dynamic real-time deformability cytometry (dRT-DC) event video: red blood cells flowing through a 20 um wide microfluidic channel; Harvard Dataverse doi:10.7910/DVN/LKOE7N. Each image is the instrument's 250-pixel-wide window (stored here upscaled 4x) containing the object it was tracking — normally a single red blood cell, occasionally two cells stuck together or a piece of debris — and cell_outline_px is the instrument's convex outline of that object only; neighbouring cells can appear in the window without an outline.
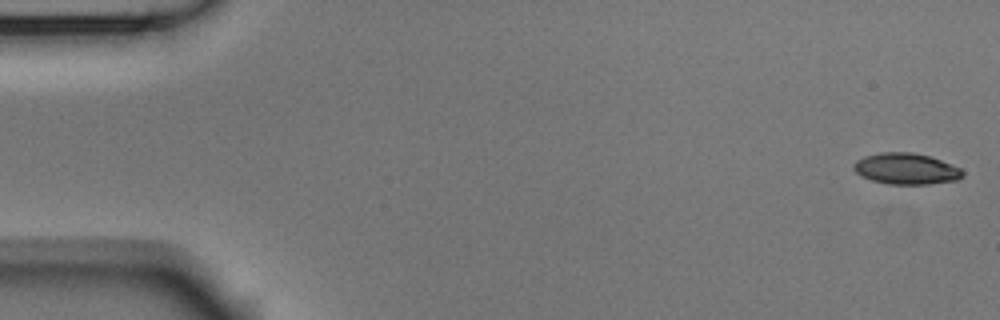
{"species": "Egyptian fruit bat (a non-hibernating species)", "species_latin": "Rousettus aegyptiacus", "temperature_condition": "room temperature", "stored_images_in_passage": 54, "camera_frame_rate_fps": 3000, "um_per_image_px": 0.085, "animal": {"sex": "male"}, "frame": {"image": 1, "passage_image": 1, "time_ms": 0.0, "image_size_px": [1000, 320], "cell_outline_px": [[964, 176], [956, 180], [928, 184], [888, 184], [872, 180], [860, 176], [852, 168], [852, 164], [856, 160], [864, 156], [880, 152], [912, 152], [928, 156], [940, 160], [960, 168], [964, 172]], "centroid_in_image_um": [76.98, 14.34], "position_along_channel_um": 8.0, "area_um2": 19.83}}
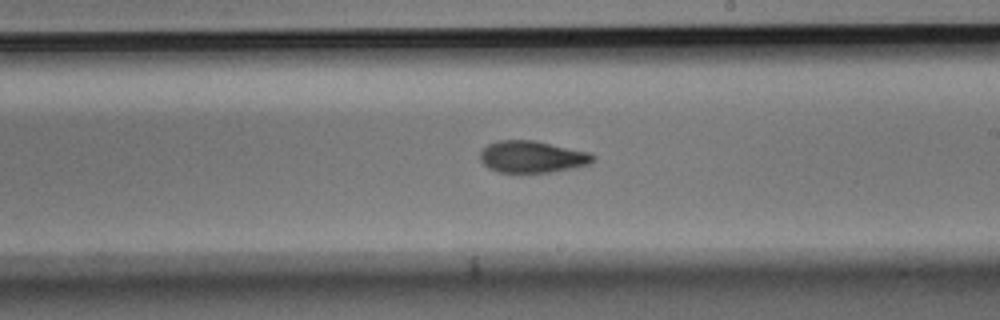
{"frame": {"image": 2, "passage_image": 31, "time_ms": 10.0, "image_size_px": [1000, 320], "cell_outline_px": [[596, 160], [592, 164], [552, 172], [520, 176], [500, 172], [488, 168], [480, 160], [480, 152], [488, 144], [500, 140], [536, 140], [592, 152], [596, 156]], "centroid_in_image_um": [45.28, 13.37], "position_along_channel_um": 243.7, "area_um2": 22.02}}
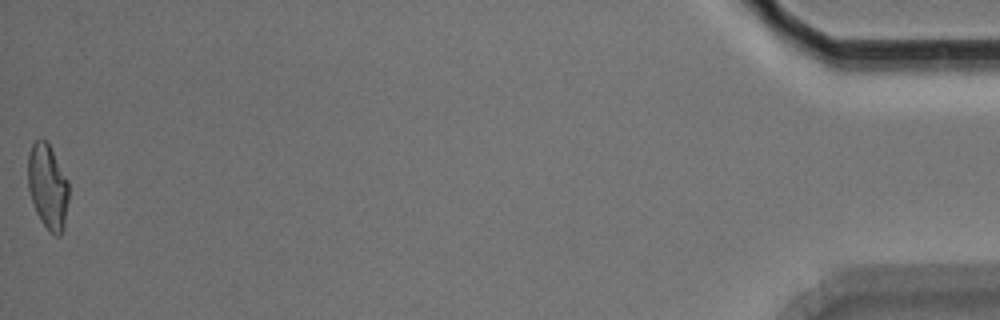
{"frame": {"image": 3, "passage_image": 54, "time_ms": 17.667, "image_size_px": [1000, 320], "cell_outline_px": [[68, 200], [64, 228], [60, 236], [56, 236], [48, 232], [40, 220], [36, 212], [28, 188], [28, 152], [32, 144], [36, 140], [48, 140], [68, 180]], "centroid_in_image_um": [4.06, 15.87], "position_along_channel_um": 431.1, "area_um2": 20.46}, "authors_computed_cell_mechanics": {"area_um2": 20.6057, "velocity_mm_per_s": 3.7181, "shape_relaxation_time_tau1_ms": 4.6348, "shape_relaxation_time_tau2_ms": 2.209, "deformation_change_tau1": 0.1561, "deformation_change_tau2": 0.0743}}